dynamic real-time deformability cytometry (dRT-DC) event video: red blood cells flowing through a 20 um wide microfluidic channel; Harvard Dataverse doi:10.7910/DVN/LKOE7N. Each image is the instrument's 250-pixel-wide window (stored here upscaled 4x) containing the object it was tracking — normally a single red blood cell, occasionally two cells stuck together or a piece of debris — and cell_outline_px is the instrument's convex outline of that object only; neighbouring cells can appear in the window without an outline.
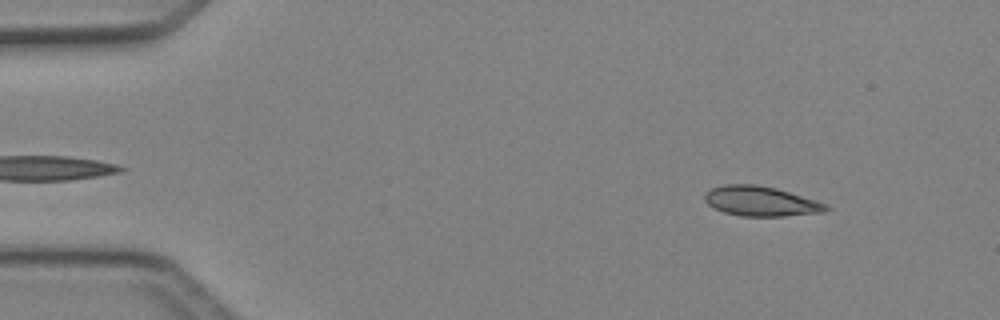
{"species": "Egyptian fruit bat (a non-hibernating species)", "species_latin": "Rousettus aegyptiacus", "temperature_condition": "cold", "stored_images_in_passage": 47, "camera_frame_rate_fps": 3000, "um_per_image_px": 0.085, "animal": {"sex": "female"}, "frame": {"image": 1, "passage_image": 5, "time_ms": 1.333, "image_size_px": [1000, 320], "cell_outline_px": [[832, 208], [824, 212], [784, 216], [740, 216], [724, 212], [712, 208], [704, 200], [704, 192], [712, 188], [724, 184], [752, 184], [776, 188], [816, 200], [828, 204]], "centroid_in_image_um": [64.66, 17.11], "position_along_channel_um": 20.3, "area_um2": 21.27}}
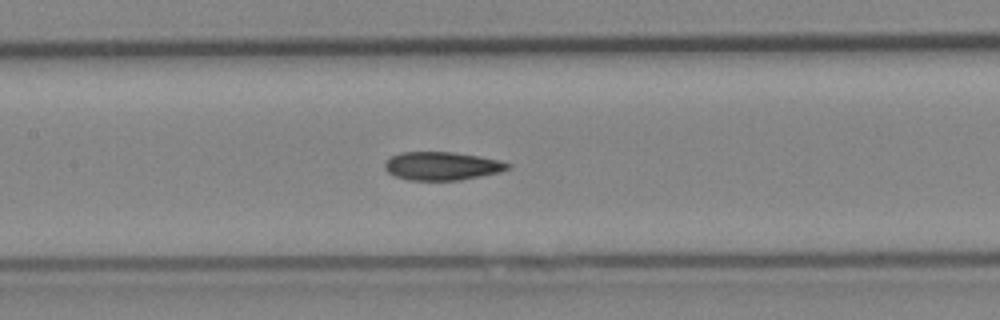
{"frame": {"image": 2, "passage_image": 22, "time_ms": 7.0, "image_size_px": [1000, 320], "cell_outline_px": [[512, 168], [500, 172], [460, 180], [408, 180], [396, 176], [388, 172], [384, 168], [384, 164], [392, 156], [400, 152], [452, 152], [480, 156], [500, 160], [512, 164]], "centroid_in_image_um": [37.61, 14.11], "position_along_channel_um": 169.8, "area_um2": 20.35}}
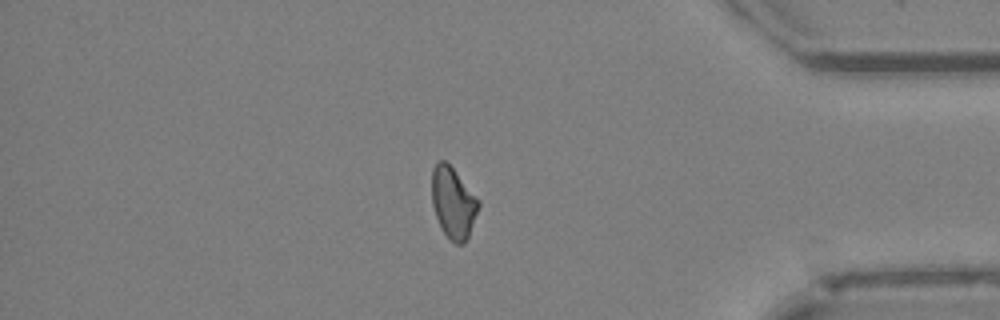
{"frame": {"image": 3, "passage_image": 40, "time_ms": 13.0, "image_size_px": [1000, 320], "cell_outline_px": [[480, 204], [468, 236], [464, 244], [456, 244], [440, 228], [432, 204], [432, 168], [436, 160], [444, 160], [452, 168], [480, 200]], "centroid_in_image_um": [38.5, 17.21], "position_along_channel_um": 396.7, "area_um2": 19.19}, "authors_computed_cell_mechanics": {"area_um2": 20.23, "velocity_mm_per_s": 4.2573, "shape_relaxation_time_tau1_ms": 9.6697, "shape_relaxation_time_tau2_ms": 10.6586, "deformation_change_tau1": 0.1812, "deformation_change_tau2": 0.1738}}